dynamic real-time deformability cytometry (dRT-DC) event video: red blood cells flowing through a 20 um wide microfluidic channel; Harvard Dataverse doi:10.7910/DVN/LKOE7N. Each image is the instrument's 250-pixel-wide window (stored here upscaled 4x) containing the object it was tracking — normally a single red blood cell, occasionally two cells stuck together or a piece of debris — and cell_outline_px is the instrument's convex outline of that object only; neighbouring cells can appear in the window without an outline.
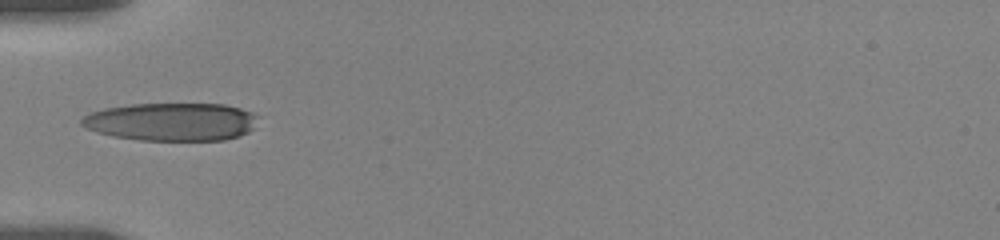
{"species": "human", "species_latin": "Homo sapiens", "temperature_condition": "room temperature", "stored_images_in_passage": 24, "camera_frame_rate_fps": 3000, "um_per_image_px": 0.085, "donor": {"sex": "female"}, "frame": {"image": 1, "passage_image": 1, "time_ms": 0.0, "image_size_px": [1000, 240], "cell_outline_px": [[260, 116], [252, 128], [248, 132], [240, 136], [224, 140], [140, 140], [112, 136], [96, 132], [84, 128], [80, 124], [80, 120], [84, 116], [92, 112], [104, 108], [132, 104], [224, 104], [240, 108], [252, 112]], "centroid_in_image_um": [14.57, 10.35], "position_along_channel_um": 70.4, "area_um2": 39.3}}
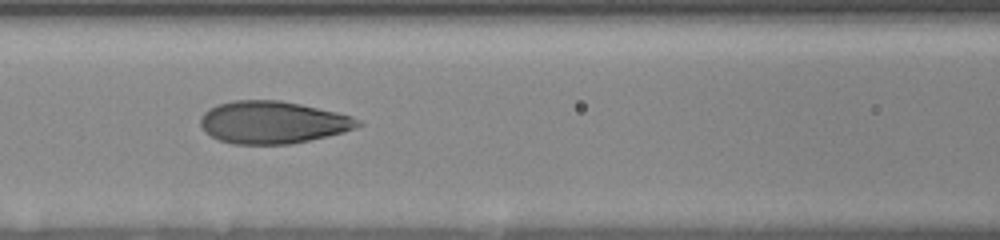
{"frame": {"image": 2, "passage_image": 16, "time_ms": 2.0, "image_size_px": [1000, 240], "cell_outline_px": [[364, 124], [356, 128], [344, 132], [328, 136], [292, 144], [232, 144], [220, 140], [204, 132], [200, 124], [200, 116], [208, 108], [216, 104], [232, 100], [280, 100], [300, 104], [336, 112], [352, 116], [360, 120]], "centroid_in_image_um": [23.17, 10.4], "position_along_channel_um": 143.4, "area_um2": 39.19}}
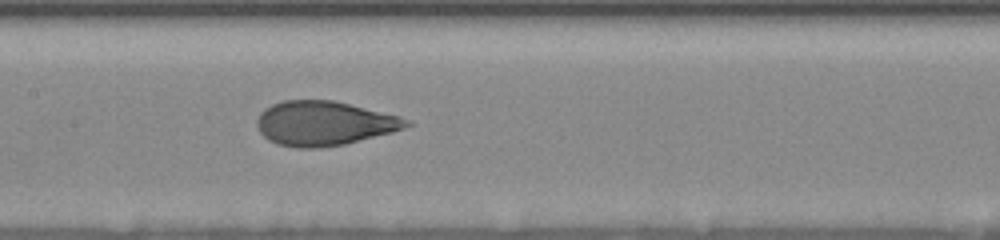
{"frame": {"image": 3, "passage_image": 22, "time_ms": 3.0, "image_size_px": [1000, 240], "cell_outline_px": [[412, 124], [404, 128], [392, 132], [344, 144], [320, 148], [296, 148], [276, 144], [268, 140], [260, 132], [256, 124], [256, 120], [260, 112], [264, 108], [272, 104], [284, 100], [332, 100], [400, 116], [412, 120]], "centroid_in_image_um": [27.53, 10.49], "position_along_channel_um": 179.9, "area_um2": 38.78}}